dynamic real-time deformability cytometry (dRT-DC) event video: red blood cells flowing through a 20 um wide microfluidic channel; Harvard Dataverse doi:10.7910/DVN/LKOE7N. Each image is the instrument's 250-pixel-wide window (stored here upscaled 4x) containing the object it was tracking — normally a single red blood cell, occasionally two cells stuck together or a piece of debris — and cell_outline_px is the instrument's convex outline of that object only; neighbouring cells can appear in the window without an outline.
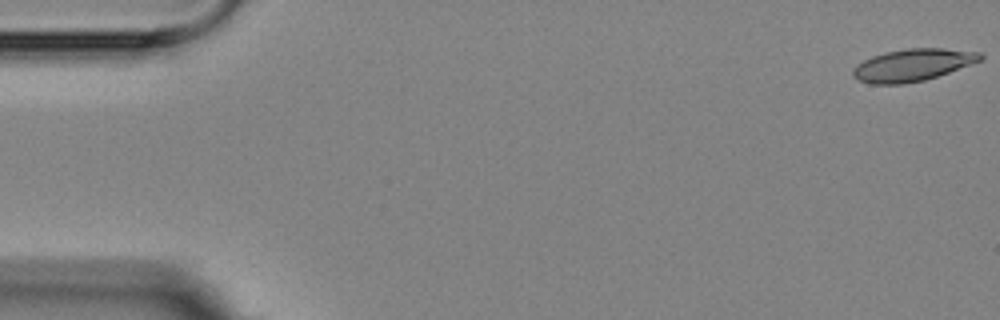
{"species": "Egyptian fruit bat (a non-hibernating species)", "species_latin": "Rousettus aegyptiacus", "temperature_condition": "room temperature", "stored_images_in_passage": 6, "camera_frame_rate_fps": 3000, "um_per_image_px": 0.085, "animal": {"sex": "female"}, "frame": {"image": 1, "passage_image": 1, "time_ms": 0.0, "image_size_px": [1000, 320], "cell_outline_px": [[984, 60], [924, 80], [904, 84], [868, 84], [852, 76], [852, 68], [856, 64], [872, 56], [884, 52], [908, 48], [944, 48], [980, 52], [984, 56]], "centroid_in_image_um": [77.57, 5.52], "position_along_channel_um": 7.4, "area_um2": 24.04}}
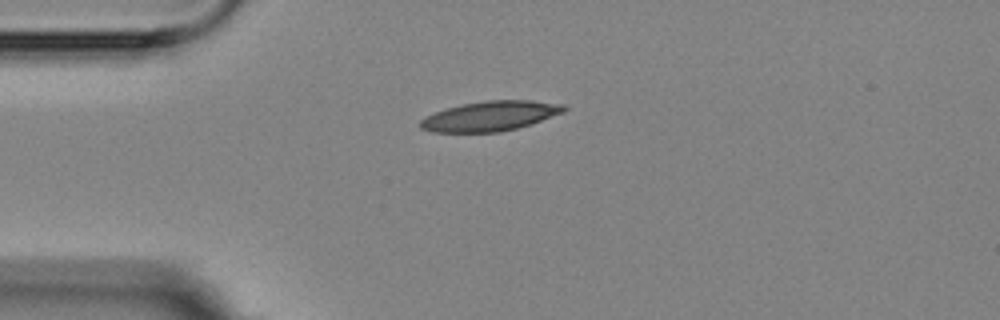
{"frame": {"image": 2, "passage_image": 4, "time_ms": 4.333, "image_size_px": [1000, 320], "cell_outline_px": [[568, 108], [564, 112], [532, 124], [500, 132], [432, 132], [420, 128], [420, 120], [424, 116], [460, 104], [484, 100], [528, 100], [564, 104]], "centroid_in_image_um": [41.68, 9.86], "position_along_channel_um": 43.3, "area_um2": 25.09}}
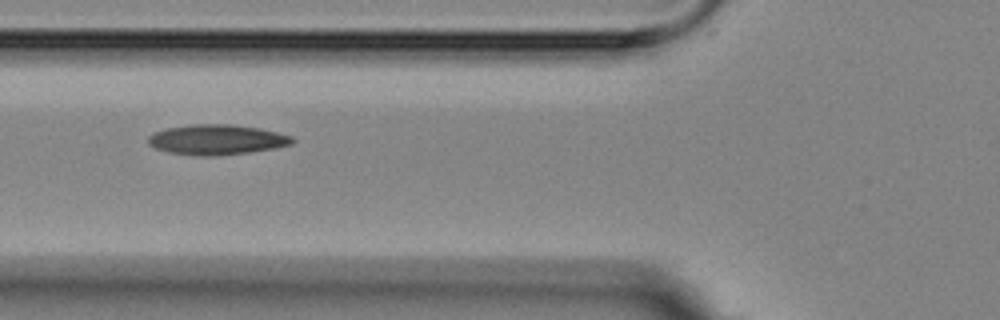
{"frame": {"image": 3, "passage_image": 6, "time_ms": 6.667, "image_size_px": [1000, 320], "cell_outline_px": [[296, 140], [292, 144], [276, 148], [248, 152], [216, 156], [196, 156], [168, 152], [156, 148], [148, 144], [148, 136], [152, 132], [168, 128], [192, 124], [232, 124], [260, 128], [292, 136]], "centroid_in_image_um": [18.42, 11.87], "position_along_channel_um": 107.4, "area_um2": 25.49}}